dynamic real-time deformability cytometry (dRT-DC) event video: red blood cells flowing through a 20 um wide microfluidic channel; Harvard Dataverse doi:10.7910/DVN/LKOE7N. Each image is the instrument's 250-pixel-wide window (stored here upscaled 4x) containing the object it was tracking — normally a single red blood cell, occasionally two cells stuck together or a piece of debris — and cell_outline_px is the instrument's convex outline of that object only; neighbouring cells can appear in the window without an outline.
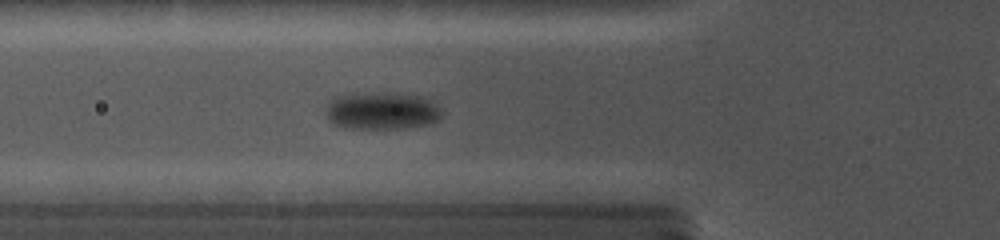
{"species": "common noctule bat (a hibernating species)", "species_latin": "Nyctalus noctula", "temperature_condition": "cold", "stored_images_in_passage": 28, "camera_frame_rate_fps": 5000, "um_per_image_px": 0.085, "animal": {"sex": "female", "body_mass_g": 19.0, "forearm_length_mm": 56.7}, "frame": {"image": 1, "passage_image": 3, "time_ms": 1.4, "image_size_px": [1000, 240], "cell_outline_px": [[440, 116], [436, 120], [428, 124], [400, 128], [344, 128], [332, 124], [328, 120], [328, 104], [344, 96], [416, 96], [428, 100], [436, 104], [440, 108]], "centroid_in_image_um": [32.48, 9.51], "position_along_channel_um": 93.3, "area_um2": 23.24}}
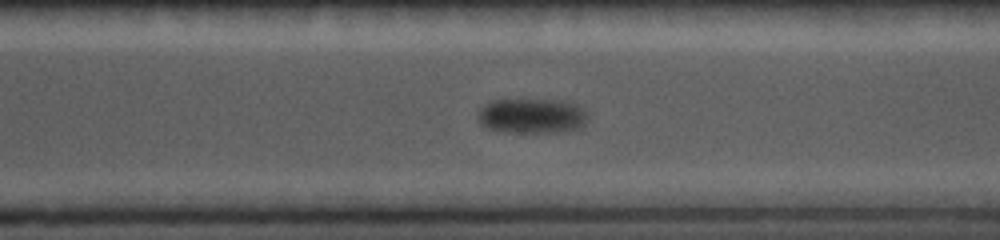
{"frame": {"image": 2, "passage_image": 15, "time_ms": 7.8, "image_size_px": [1000, 240], "cell_outline_px": [[588, 120], [580, 128], [568, 132], [504, 132], [484, 128], [476, 120], [476, 116], [480, 108], [492, 100], [540, 100], [576, 104], [588, 116]], "centroid_in_image_um": [45.14, 9.89], "position_along_channel_um": 325.5, "area_um2": 22.43}}
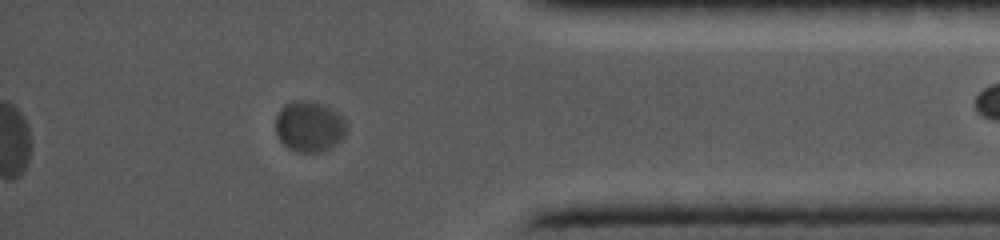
{"frame": {"image": 3, "passage_image": 22, "time_ms": 10.4, "image_size_px": [1000, 240], "cell_outline_px": [[348, 128], [344, 136], [332, 148], [320, 152], [300, 152], [288, 148], [280, 140], [276, 132], [276, 116], [280, 108], [284, 104], [292, 100], [304, 100], [320, 104], [332, 108], [348, 124]], "centroid_in_image_um": [26.29, 10.75], "position_along_channel_um": 408.9, "area_um2": 21.1}}